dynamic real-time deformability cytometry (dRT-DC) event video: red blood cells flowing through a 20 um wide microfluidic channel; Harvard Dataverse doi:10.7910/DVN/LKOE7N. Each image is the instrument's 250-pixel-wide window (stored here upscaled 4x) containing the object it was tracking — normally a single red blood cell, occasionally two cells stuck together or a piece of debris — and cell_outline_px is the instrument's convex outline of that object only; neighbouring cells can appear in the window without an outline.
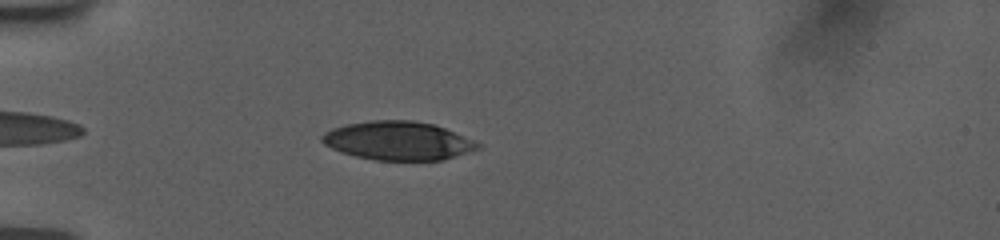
{"species": "human", "species_latin": "Homo sapiens", "temperature_condition": "room temperature", "stored_images_in_passage": 39, "camera_frame_rate_fps": 3000, "um_per_image_px": 0.085, "donor": {"sex": "female"}, "frame": {"image": 1, "passage_image": 4, "time_ms": 1.0, "image_size_px": [1000, 240], "cell_outline_px": [[480, 148], [440, 160], [376, 160], [356, 156], [340, 152], [324, 144], [320, 140], [320, 136], [324, 132], [332, 128], [344, 124], [372, 120], [412, 120], [432, 124], [444, 128], [480, 144]], "centroid_in_image_um": [33.74, 11.95], "position_along_channel_um": 51.3, "area_um2": 34.74}}
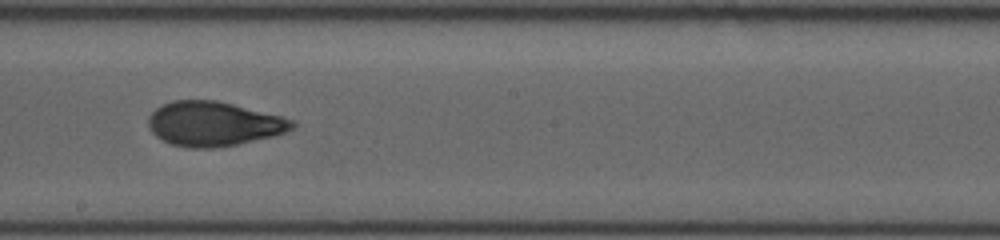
{"frame": {"image": 2, "passage_image": 20, "time_ms": 6.333, "image_size_px": [1000, 240], "cell_outline_px": [[296, 124], [292, 128], [284, 132], [272, 136], [236, 144], [212, 148], [192, 148], [168, 144], [156, 136], [148, 128], [148, 116], [156, 108], [172, 100], [216, 100], [296, 120]], "centroid_in_image_um": [18.11, 10.52], "position_along_channel_um": 230.1, "area_um2": 37.11}}
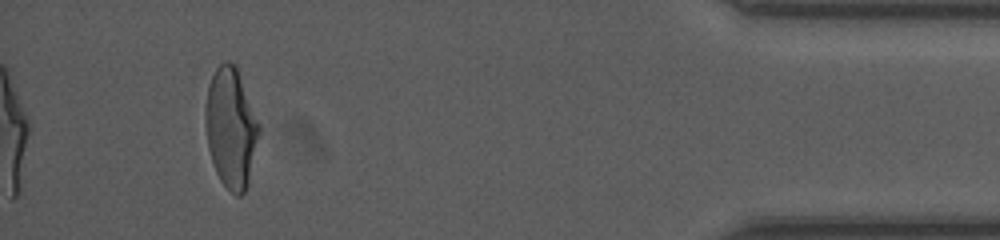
{"frame": {"image": 3, "passage_image": 39, "time_ms": 12.667, "image_size_px": [1000, 240], "cell_outline_px": [[260, 132], [248, 180], [244, 192], [240, 196], [236, 196], [220, 180], [216, 172], [208, 148], [204, 116], [204, 112], [208, 88], [212, 76], [216, 68], [224, 60], [228, 60], [236, 64], [260, 124]], "centroid_in_image_um": [19.63, 10.81], "position_along_channel_um": 415.6, "area_um2": 37.4}, "authors_computed_cell_mechanics": {"area_um2": 37.1076, "velocity_mm_per_s": 3.7751, "shape_relaxation_time_tau1_ms": 4.5734, "shape_relaxation_time_tau2_ms": 1.5769, "deformation_change_tau1": 0.1759, "deformation_change_tau2": 0.0774}}